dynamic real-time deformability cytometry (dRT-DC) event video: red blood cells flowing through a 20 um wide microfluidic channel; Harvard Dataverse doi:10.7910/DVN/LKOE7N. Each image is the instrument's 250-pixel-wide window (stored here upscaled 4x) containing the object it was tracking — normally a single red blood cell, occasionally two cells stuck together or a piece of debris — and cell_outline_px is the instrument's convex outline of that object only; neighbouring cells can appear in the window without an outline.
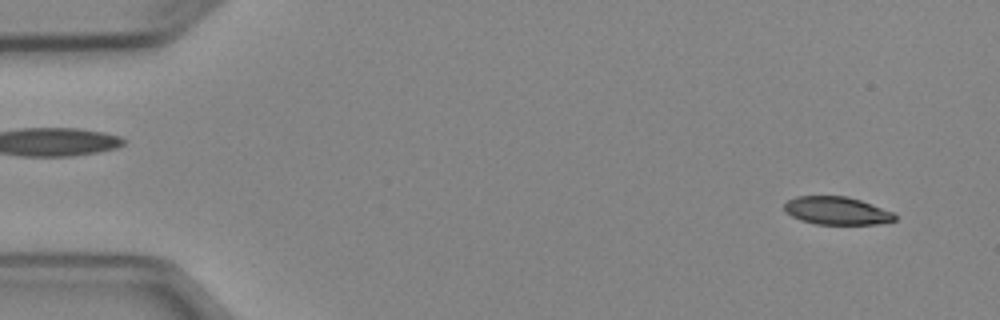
{"species": "Egyptian fruit bat (a non-hibernating species)", "species_latin": "Rousettus aegyptiacus", "temperature_condition": "cold", "stored_images_in_passage": 4, "camera_frame_rate_fps": 3000, "um_per_image_px": 0.085, "animal": {"sex": "female"}, "frame": {"image": 1, "passage_image": 1, "time_ms": 0.0, "image_size_px": [1000, 320], "cell_outline_px": [[896, 220], [876, 224], [816, 224], [800, 220], [784, 212], [784, 204], [788, 200], [796, 196], [848, 196], [872, 204], [892, 212], [896, 216]], "centroid_in_image_um": [71.09, 17.91], "position_along_channel_um": 13.9, "area_um2": 17.98}}
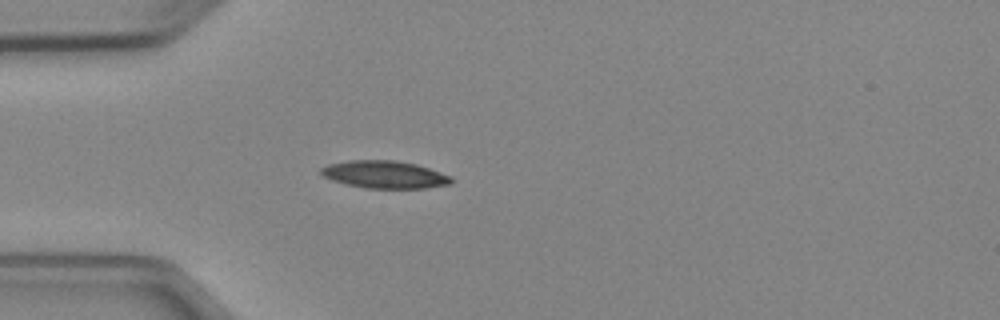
{"frame": {"image": 2, "passage_image": 4, "time_ms": 3.667, "image_size_px": [1000, 320], "cell_outline_px": [[452, 184], [424, 188], [364, 188], [332, 180], [324, 176], [320, 172], [320, 168], [328, 164], [348, 160], [396, 160], [416, 164], [452, 176]], "centroid_in_image_um": [32.7, 14.83], "position_along_channel_um": 52.3, "area_um2": 20.87}}